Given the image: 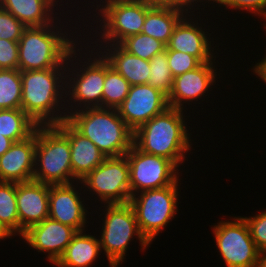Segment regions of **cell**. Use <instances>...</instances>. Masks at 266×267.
<instances>
[{"mask_svg":"<svg viewBox=\"0 0 266 267\" xmlns=\"http://www.w3.org/2000/svg\"><path fill=\"white\" fill-rule=\"evenodd\" d=\"M81 109L68 112L70 115H67L66 120L80 134L90 139L105 156L120 157L132 148L134 131L119 116L117 109Z\"/></svg>","mask_w":266,"mask_h":267,"instance_id":"6da1fadb","label":"cell"},{"mask_svg":"<svg viewBox=\"0 0 266 267\" xmlns=\"http://www.w3.org/2000/svg\"><path fill=\"white\" fill-rule=\"evenodd\" d=\"M183 111L168 107L134 131L133 144L141 151L171 160L177 167L183 163L190 140Z\"/></svg>","mask_w":266,"mask_h":267,"instance_id":"7a4b0ae2","label":"cell"},{"mask_svg":"<svg viewBox=\"0 0 266 267\" xmlns=\"http://www.w3.org/2000/svg\"><path fill=\"white\" fill-rule=\"evenodd\" d=\"M65 67H54L45 70L21 71L22 98L21 109L38 125H57L67 119V114H55L62 94L66 77L62 76ZM60 76V77H59ZM62 81V84L60 85ZM62 87V88H59ZM60 89V90H59ZM62 90V92H60ZM62 93V94H60ZM60 98V99H59ZM58 107V109H57ZM56 108V109H55ZM52 114V116H51ZM55 114V115H54Z\"/></svg>","mask_w":266,"mask_h":267,"instance_id":"3957f363","label":"cell"},{"mask_svg":"<svg viewBox=\"0 0 266 267\" xmlns=\"http://www.w3.org/2000/svg\"><path fill=\"white\" fill-rule=\"evenodd\" d=\"M52 26L53 24L24 29L18 42L20 71L65 67L63 64H68V60L71 61L70 58L76 55L74 41L67 38L64 33L59 34L60 31H52Z\"/></svg>","mask_w":266,"mask_h":267,"instance_id":"277c9868","label":"cell"},{"mask_svg":"<svg viewBox=\"0 0 266 267\" xmlns=\"http://www.w3.org/2000/svg\"><path fill=\"white\" fill-rule=\"evenodd\" d=\"M71 179L76 178L72 173L68 138L55 125L37 126L33 180L59 185L70 184Z\"/></svg>","mask_w":266,"mask_h":267,"instance_id":"5b68a950","label":"cell"},{"mask_svg":"<svg viewBox=\"0 0 266 267\" xmlns=\"http://www.w3.org/2000/svg\"><path fill=\"white\" fill-rule=\"evenodd\" d=\"M106 208L99 242L101 249L106 252L110 266L117 267L125 259L127 246L135 234L143 249L150 243L140 233L136 214L130 203L108 204Z\"/></svg>","mask_w":266,"mask_h":267,"instance_id":"8992f818","label":"cell"},{"mask_svg":"<svg viewBox=\"0 0 266 267\" xmlns=\"http://www.w3.org/2000/svg\"><path fill=\"white\" fill-rule=\"evenodd\" d=\"M177 186L178 180L164 188L142 191L140 199L131 196L129 203L136 214L138 228L149 243L176 214Z\"/></svg>","mask_w":266,"mask_h":267,"instance_id":"52a82bcc","label":"cell"},{"mask_svg":"<svg viewBox=\"0 0 266 267\" xmlns=\"http://www.w3.org/2000/svg\"><path fill=\"white\" fill-rule=\"evenodd\" d=\"M81 183L100 197L106 204H125L131 199L129 163L126 155L107 157L88 173Z\"/></svg>","mask_w":266,"mask_h":267,"instance_id":"ba28073f","label":"cell"},{"mask_svg":"<svg viewBox=\"0 0 266 267\" xmlns=\"http://www.w3.org/2000/svg\"><path fill=\"white\" fill-rule=\"evenodd\" d=\"M236 222H219L214 226L218 250L227 267H260L261 252L256 247L242 217Z\"/></svg>","mask_w":266,"mask_h":267,"instance_id":"9c48e42d","label":"cell"},{"mask_svg":"<svg viewBox=\"0 0 266 267\" xmlns=\"http://www.w3.org/2000/svg\"><path fill=\"white\" fill-rule=\"evenodd\" d=\"M125 155L129 163L131 196L137 190L160 189L178 180L177 166L165 157L145 153L134 144Z\"/></svg>","mask_w":266,"mask_h":267,"instance_id":"30bf717a","label":"cell"},{"mask_svg":"<svg viewBox=\"0 0 266 267\" xmlns=\"http://www.w3.org/2000/svg\"><path fill=\"white\" fill-rule=\"evenodd\" d=\"M100 8L105 41L119 44L125 38L142 31L146 13L153 7L145 0H107Z\"/></svg>","mask_w":266,"mask_h":267,"instance_id":"8fae6325","label":"cell"},{"mask_svg":"<svg viewBox=\"0 0 266 267\" xmlns=\"http://www.w3.org/2000/svg\"><path fill=\"white\" fill-rule=\"evenodd\" d=\"M168 107V96L147 83L131 85L127 97L117 111L124 122L135 131Z\"/></svg>","mask_w":266,"mask_h":267,"instance_id":"7c38bea8","label":"cell"},{"mask_svg":"<svg viewBox=\"0 0 266 267\" xmlns=\"http://www.w3.org/2000/svg\"><path fill=\"white\" fill-rule=\"evenodd\" d=\"M77 231L48 217L40 223L30 226L22 238L34 249L48 252V259L55 264Z\"/></svg>","mask_w":266,"mask_h":267,"instance_id":"4fadbf2b","label":"cell"},{"mask_svg":"<svg viewBox=\"0 0 266 267\" xmlns=\"http://www.w3.org/2000/svg\"><path fill=\"white\" fill-rule=\"evenodd\" d=\"M49 184L29 181L16 183L19 234L49 217Z\"/></svg>","mask_w":266,"mask_h":267,"instance_id":"5bb4252c","label":"cell"},{"mask_svg":"<svg viewBox=\"0 0 266 267\" xmlns=\"http://www.w3.org/2000/svg\"><path fill=\"white\" fill-rule=\"evenodd\" d=\"M36 129L27 139L14 144L0 156V181L29 182L35 169Z\"/></svg>","mask_w":266,"mask_h":267,"instance_id":"9a60e30c","label":"cell"},{"mask_svg":"<svg viewBox=\"0 0 266 267\" xmlns=\"http://www.w3.org/2000/svg\"><path fill=\"white\" fill-rule=\"evenodd\" d=\"M73 186L72 183L50 185L49 217L81 232L86 223L87 210Z\"/></svg>","mask_w":266,"mask_h":267,"instance_id":"2e32d148","label":"cell"},{"mask_svg":"<svg viewBox=\"0 0 266 267\" xmlns=\"http://www.w3.org/2000/svg\"><path fill=\"white\" fill-rule=\"evenodd\" d=\"M101 56L102 57L99 55V59L95 58L91 63L88 62L85 69L82 68L81 70L80 68V72L82 73H74L76 78H69L70 82L71 80L73 81L70 84L67 82L65 85L67 89L72 88V90L69 89L68 91V93L72 91L69 94L71 95L70 100L75 99L73 100L74 102H82L84 108H102V93L105 81V58L103 55Z\"/></svg>","mask_w":266,"mask_h":267,"instance_id":"e0dca14e","label":"cell"},{"mask_svg":"<svg viewBox=\"0 0 266 267\" xmlns=\"http://www.w3.org/2000/svg\"><path fill=\"white\" fill-rule=\"evenodd\" d=\"M69 140L73 176L82 180L106 158L95 144L80 134L67 120L55 125Z\"/></svg>","mask_w":266,"mask_h":267,"instance_id":"ac0fdd59","label":"cell"},{"mask_svg":"<svg viewBox=\"0 0 266 267\" xmlns=\"http://www.w3.org/2000/svg\"><path fill=\"white\" fill-rule=\"evenodd\" d=\"M213 62L202 63L194 70L188 71L174 77L173 88L168 95L169 107L182 110L183 103L198 99L206 91H208L210 85L215 82L216 72H214ZM185 101V102H184Z\"/></svg>","mask_w":266,"mask_h":267,"instance_id":"d6986e66","label":"cell"},{"mask_svg":"<svg viewBox=\"0 0 266 267\" xmlns=\"http://www.w3.org/2000/svg\"><path fill=\"white\" fill-rule=\"evenodd\" d=\"M186 19L188 18L183 17L175 26L166 50L188 53L195 56L201 63L212 61L211 41H208L207 34L202 28L196 26L195 23L192 25Z\"/></svg>","mask_w":266,"mask_h":267,"instance_id":"ffe728a7","label":"cell"},{"mask_svg":"<svg viewBox=\"0 0 266 267\" xmlns=\"http://www.w3.org/2000/svg\"><path fill=\"white\" fill-rule=\"evenodd\" d=\"M54 2L56 0H0V7L26 27L45 26L54 23V18L51 17L54 14L52 7L56 6Z\"/></svg>","mask_w":266,"mask_h":267,"instance_id":"44dd1931","label":"cell"},{"mask_svg":"<svg viewBox=\"0 0 266 267\" xmlns=\"http://www.w3.org/2000/svg\"><path fill=\"white\" fill-rule=\"evenodd\" d=\"M110 48L114 51L106 52L104 58L130 85L148 83L150 75V63L148 60L127 52L119 44H112Z\"/></svg>","mask_w":266,"mask_h":267,"instance_id":"7402d4cb","label":"cell"},{"mask_svg":"<svg viewBox=\"0 0 266 267\" xmlns=\"http://www.w3.org/2000/svg\"><path fill=\"white\" fill-rule=\"evenodd\" d=\"M99 239L77 232L55 265L58 267H88L99 256Z\"/></svg>","mask_w":266,"mask_h":267,"instance_id":"603a6c76","label":"cell"},{"mask_svg":"<svg viewBox=\"0 0 266 267\" xmlns=\"http://www.w3.org/2000/svg\"><path fill=\"white\" fill-rule=\"evenodd\" d=\"M185 17L183 12L171 7L153 6L147 13L141 33L154 37L166 45L178 22Z\"/></svg>","mask_w":266,"mask_h":267,"instance_id":"cb8c5ba5","label":"cell"},{"mask_svg":"<svg viewBox=\"0 0 266 267\" xmlns=\"http://www.w3.org/2000/svg\"><path fill=\"white\" fill-rule=\"evenodd\" d=\"M37 126L21 108L0 110V135L14 142L27 139Z\"/></svg>","mask_w":266,"mask_h":267,"instance_id":"d4e9b609","label":"cell"},{"mask_svg":"<svg viewBox=\"0 0 266 267\" xmlns=\"http://www.w3.org/2000/svg\"><path fill=\"white\" fill-rule=\"evenodd\" d=\"M0 226L9 236L19 233L16 182L0 181Z\"/></svg>","mask_w":266,"mask_h":267,"instance_id":"484cf974","label":"cell"},{"mask_svg":"<svg viewBox=\"0 0 266 267\" xmlns=\"http://www.w3.org/2000/svg\"><path fill=\"white\" fill-rule=\"evenodd\" d=\"M130 86L129 82L111 67L109 62L105 59L102 108L117 109L127 97Z\"/></svg>","mask_w":266,"mask_h":267,"instance_id":"4316f807","label":"cell"},{"mask_svg":"<svg viewBox=\"0 0 266 267\" xmlns=\"http://www.w3.org/2000/svg\"><path fill=\"white\" fill-rule=\"evenodd\" d=\"M21 98V71L0 69V110L21 108Z\"/></svg>","mask_w":266,"mask_h":267,"instance_id":"83f0119b","label":"cell"},{"mask_svg":"<svg viewBox=\"0 0 266 267\" xmlns=\"http://www.w3.org/2000/svg\"><path fill=\"white\" fill-rule=\"evenodd\" d=\"M119 45L127 52L148 61L166 50L165 43L143 33L131 35Z\"/></svg>","mask_w":266,"mask_h":267,"instance_id":"f1b7e54d","label":"cell"},{"mask_svg":"<svg viewBox=\"0 0 266 267\" xmlns=\"http://www.w3.org/2000/svg\"><path fill=\"white\" fill-rule=\"evenodd\" d=\"M149 63L150 75L148 84L159 89L168 96L173 88L174 77L168 66L166 50L155 55L152 59H150Z\"/></svg>","mask_w":266,"mask_h":267,"instance_id":"f546056e","label":"cell"},{"mask_svg":"<svg viewBox=\"0 0 266 267\" xmlns=\"http://www.w3.org/2000/svg\"><path fill=\"white\" fill-rule=\"evenodd\" d=\"M166 54L168 66L173 77L194 70L202 64L195 56L189 55L188 53L166 50Z\"/></svg>","mask_w":266,"mask_h":267,"instance_id":"4dcf8cb0","label":"cell"},{"mask_svg":"<svg viewBox=\"0 0 266 267\" xmlns=\"http://www.w3.org/2000/svg\"><path fill=\"white\" fill-rule=\"evenodd\" d=\"M26 26L0 7V39L19 42Z\"/></svg>","mask_w":266,"mask_h":267,"instance_id":"1f68e13d","label":"cell"},{"mask_svg":"<svg viewBox=\"0 0 266 267\" xmlns=\"http://www.w3.org/2000/svg\"><path fill=\"white\" fill-rule=\"evenodd\" d=\"M249 229L251 238L261 253L266 252V211L253 217H242Z\"/></svg>","mask_w":266,"mask_h":267,"instance_id":"d6a6232c","label":"cell"},{"mask_svg":"<svg viewBox=\"0 0 266 267\" xmlns=\"http://www.w3.org/2000/svg\"><path fill=\"white\" fill-rule=\"evenodd\" d=\"M0 69H18V42L0 39Z\"/></svg>","mask_w":266,"mask_h":267,"instance_id":"836d02e7","label":"cell"},{"mask_svg":"<svg viewBox=\"0 0 266 267\" xmlns=\"http://www.w3.org/2000/svg\"><path fill=\"white\" fill-rule=\"evenodd\" d=\"M217 3L223 4L225 7H231L232 9H246L266 19V0H218Z\"/></svg>","mask_w":266,"mask_h":267,"instance_id":"e575fe53","label":"cell"},{"mask_svg":"<svg viewBox=\"0 0 266 267\" xmlns=\"http://www.w3.org/2000/svg\"><path fill=\"white\" fill-rule=\"evenodd\" d=\"M194 1L198 2V0H175V10H179V11H181L183 13L185 12V14H186L188 9L186 8L185 9L186 11H185L184 8L185 7H189L191 5V3H194ZM208 1H213V2L216 1V3L218 2V0H208Z\"/></svg>","mask_w":266,"mask_h":267,"instance_id":"d590c367","label":"cell"},{"mask_svg":"<svg viewBox=\"0 0 266 267\" xmlns=\"http://www.w3.org/2000/svg\"><path fill=\"white\" fill-rule=\"evenodd\" d=\"M151 6L171 7L175 9V0H145Z\"/></svg>","mask_w":266,"mask_h":267,"instance_id":"8d00e7d4","label":"cell"},{"mask_svg":"<svg viewBox=\"0 0 266 267\" xmlns=\"http://www.w3.org/2000/svg\"><path fill=\"white\" fill-rule=\"evenodd\" d=\"M13 144V140L0 135V156H2Z\"/></svg>","mask_w":266,"mask_h":267,"instance_id":"74e56055","label":"cell"},{"mask_svg":"<svg viewBox=\"0 0 266 267\" xmlns=\"http://www.w3.org/2000/svg\"><path fill=\"white\" fill-rule=\"evenodd\" d=\"M260 267H266V252L261 254Z\"/></svg>","mask_w":266,"mask_h":267,"instance_id":"f35d334b","label":"cell"},{"mask_svg":"<svg viewBox=\"0 0 266 267\" xmlns=\"http://www.w3.org/2000/svg\"><path fill=\"white\" fill-rule=\"evenodd\" d=\"M6 237H10L5 231L4 229L0 226V240L4 239Z\"/></svg>","mask_w":266,"mask_h":267,"instance_id":"ab89813d","label":"cell"}]
</instances>
